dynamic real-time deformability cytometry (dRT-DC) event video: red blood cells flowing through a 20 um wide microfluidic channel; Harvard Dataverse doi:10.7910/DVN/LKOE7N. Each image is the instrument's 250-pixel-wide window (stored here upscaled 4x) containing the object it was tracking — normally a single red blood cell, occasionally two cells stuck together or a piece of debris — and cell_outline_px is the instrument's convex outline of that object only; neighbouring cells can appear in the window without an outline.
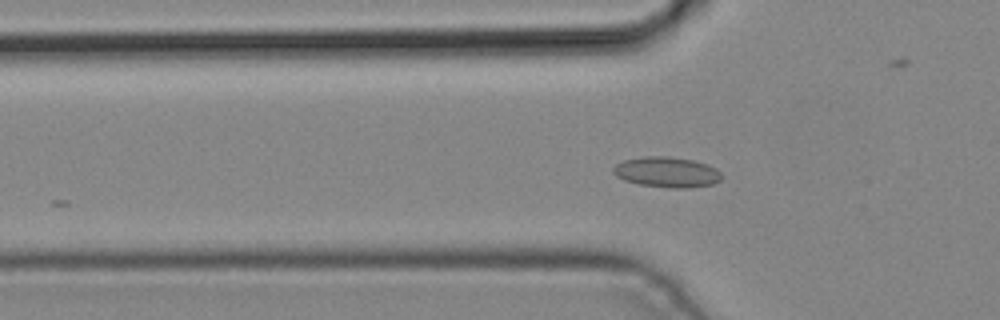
{"species": "common noctule bat (a hibernating species)", "species_latin": "Nyctalus noctula", "temperature_condition": "cold", "stored_images_in_passage": 4, "camera_frame_rate_fps": 3000, "um_per_image_px": 0.085, "animal": {"sex": "male", "body_mass_g": 19.2, "forearm_length_mm": 51.8}, "frame": {"image": 1, "passage_image": 4, "time_ms": 1.0, "image_size_px": [1000, 320], "cell_outline_px": [[724, 176], [720, 180], [712, 184], [688, 188], [672, 188], [640, 184], [624, 180], [616, 176], [612, 172], [612, 168], [616, 164], [624, 160], [644, 156], [668, 156], [692, 160], [708, 164], [716, 168]], "centroid_in_image_um": [56.69, 14.62], "position_along_channel_um": 69.1, "area_um2": 19.31}}